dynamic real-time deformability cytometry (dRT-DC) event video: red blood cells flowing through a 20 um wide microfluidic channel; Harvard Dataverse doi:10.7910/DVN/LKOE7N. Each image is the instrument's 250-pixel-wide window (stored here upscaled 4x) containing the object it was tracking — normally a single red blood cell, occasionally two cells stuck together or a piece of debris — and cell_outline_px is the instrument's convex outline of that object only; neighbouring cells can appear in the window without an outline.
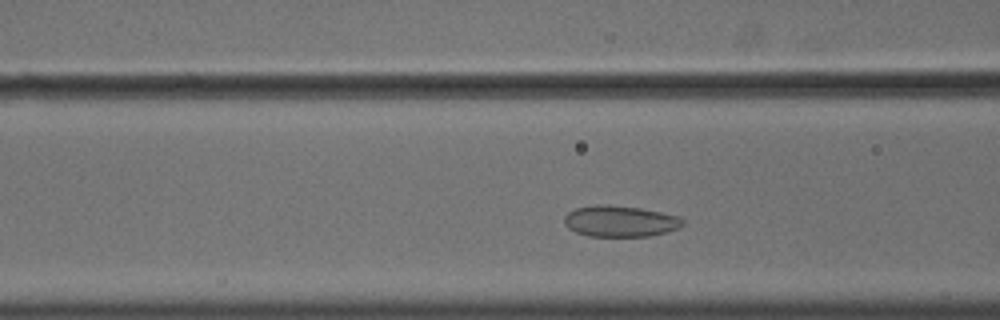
{"species": "common noctule bat (a hibernating species)", "species_latin": "Nyctalus noctula", "temperature_condition": "cold", "stored_images_in_passage": 35, "camera_frame_rate_fps": 3000, "um_per_image_px": 0.085, "animal": {"sex": "male", "body_mass_g": 18.8}, "frame": {"image": 1, "passage_image": 10, "time_ms": 3.0, "image_size_px": [1000, 320], "cell_outline_px": [[684, 224], [676, 228], [664, 232], [648, 236], [588, 236], [576, 232], [568, 228], [564, 224], [564, 216], [568, 212], [576, 208], [596, 204], [608, 204], [640, 208], [680, 216], [684, 220]], "centroid_in_image_um": [52.68, 18.79], "position_along_channel_um": 113.9, "area_um2": 21.5}}
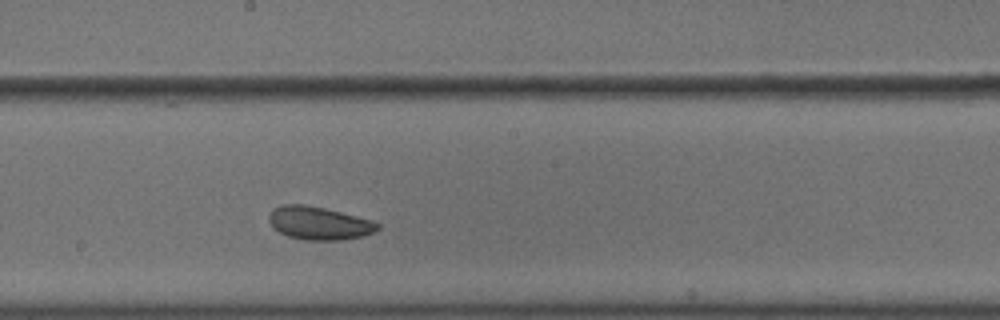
{"frame": {"image": 2, "passage_image": 19, "time_ms": 6.0, "image_size_px": [1000, 320], "cell_outline_px": [[380, 228], [376, 232], [344, 240], [308, 240], [288, 236], [280, 232], [268, 220], [268, 216], [272, 208], [280, 204], [304, 204], [324, 208], [372, 220], [380, 224]], "centroid_in_image_um": [27.12, 18.96], "position_along_channel_um": 221.1, "area_um2": 20.92}}
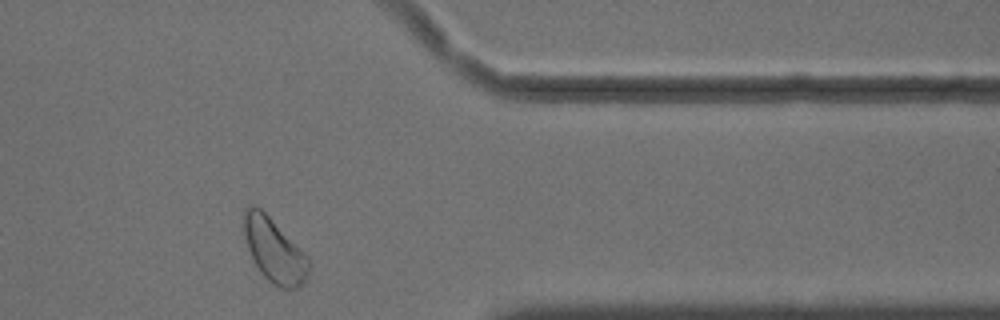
{"frame": {"image": 3, "passage_image": 34, "time_ms": 11.0, "image_size_px": [1000, 320], "cell_outline_px": [[308, 276], [296, 288], [280, 288], [272, 284], [260, 272], [248, 248], [244, 236], [244, 208], [260, 208], [308, 256]], "centroid_in_image_um": [23.31, 21.31], "position_along_channel_um": 388.1, "area_um2": 23.41}, "authors_computed_cell_mechanics": {"area_um2": 21.097, "velocity_mm_per_s": 3.5671, "shape_relaxation_time_tau1_ms": 5.7338, "shape_relaxation_time_tau2_ms": 2.1982, "deformation_change_tau1": 0.0893, "deformation_change_tau2": 0.0739}}